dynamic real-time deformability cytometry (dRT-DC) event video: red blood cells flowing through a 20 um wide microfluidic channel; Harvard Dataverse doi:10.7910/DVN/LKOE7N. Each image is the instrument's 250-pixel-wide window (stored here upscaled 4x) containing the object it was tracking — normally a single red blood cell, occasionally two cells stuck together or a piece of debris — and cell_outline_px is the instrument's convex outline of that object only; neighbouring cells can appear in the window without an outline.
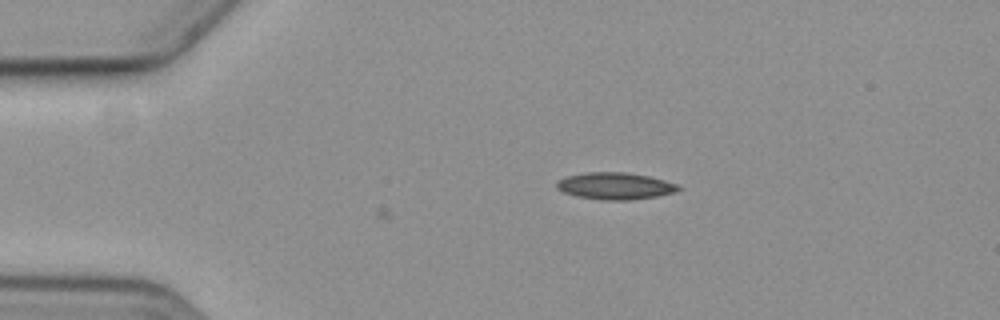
{"species": "common noctule bat (a hibernating species)", "species_latin": "Nyctalus noctula", "temperature_condition": "cold", "stored_images_in_passage": 5, "camera_frame_rate_fps": 3000, "um_per_image_px": 0.085, "animal": {"sex": "female", "body_mass_g": 19.3, "forearm_length_mm": 54.1}, "frame": {"image": 1, "passage_image": 5, "time_ms": 5.333, "image_size_px": [1000, 320], "cell_outline_px": [[684, 188], [672, 192], [656, 196], [628, 200], [600, 200], [576, 196], [564, 192], [556, 188], [556, 180], [568, 176], [584, 172], [624, 172], [648, 176], [664, 180], [676, 184]], "centroid_in_image_um": [52.24, 15.8], "position_along_channel_um": 32.8, "area_um2": 19.02}}